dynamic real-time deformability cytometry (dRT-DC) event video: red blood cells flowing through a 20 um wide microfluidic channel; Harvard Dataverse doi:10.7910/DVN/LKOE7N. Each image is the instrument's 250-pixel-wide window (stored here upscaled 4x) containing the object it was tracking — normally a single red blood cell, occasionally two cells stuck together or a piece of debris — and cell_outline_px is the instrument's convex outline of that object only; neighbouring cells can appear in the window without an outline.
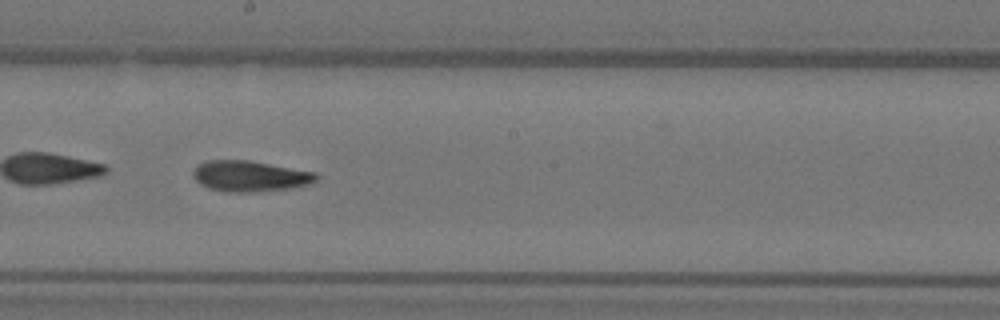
{"species": "Egyptian fruit bat (a non-hibernating species)", "species_latin": "Rousettus aegyptiacus", "temperature_condition": "warm", "stored_images_in_passage": 39, "camera_frame_rate_fps": 3000, "um_per_image_px": 0.085, "animal": {"sex": "female"}, "frame": {"image": 1, "passage_image": 17, "time_ms": 5.333, "image_size_px": [1000, 320], "cell_outline_px": [[320, 176], [312, 184], [292, 188], [252, 192], [228, 192], [208, 188], [200, 184], [192, 176], [192, 172], [196, 164], [208, 160], [248, 160], [316, 172]], "centroid_in_image_um": [21.25, 14.97], "position_along_channel_um": 227.0, "area_um2": 22.37}}
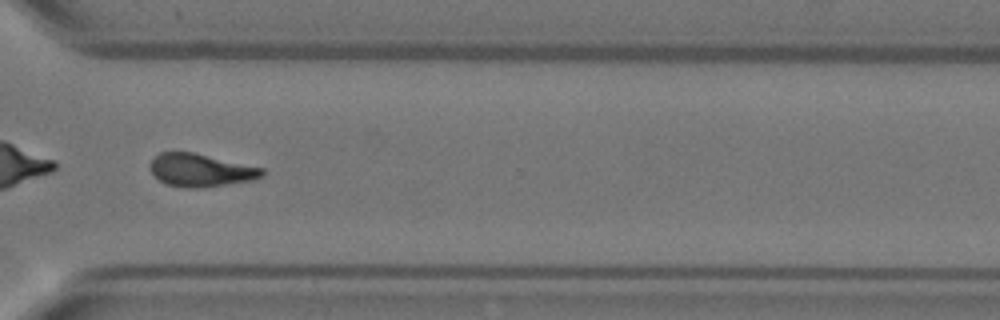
{"frame": {"image": 2, "passage_image": 27, "time_ms": 8.667, "image_size_px": [1000, 320], "cell_outline_px": [[264, 176], [252, 180], [196, 188], [184, 188], [168, 184], [160, 180], [148, 168], [148, 164], [160, 152], [192, 152], [264, 168]], "centroid_in_image_um": [17.04, 14.46], "position_along_channel_um": 353.6, "area_um2": 21.21}, "authors_computed_cell_mechanics": {"area_um2": 21.8484, "velocity_mm_per_s": 3.8099, "shape_relaxation_time_tau1_ms": 7.2085, "shape_relaxation_time_tau2_ms": 4.612, "deformation_change_tau1": 0.2375, "deformation_change_tau2": 0.1354}}